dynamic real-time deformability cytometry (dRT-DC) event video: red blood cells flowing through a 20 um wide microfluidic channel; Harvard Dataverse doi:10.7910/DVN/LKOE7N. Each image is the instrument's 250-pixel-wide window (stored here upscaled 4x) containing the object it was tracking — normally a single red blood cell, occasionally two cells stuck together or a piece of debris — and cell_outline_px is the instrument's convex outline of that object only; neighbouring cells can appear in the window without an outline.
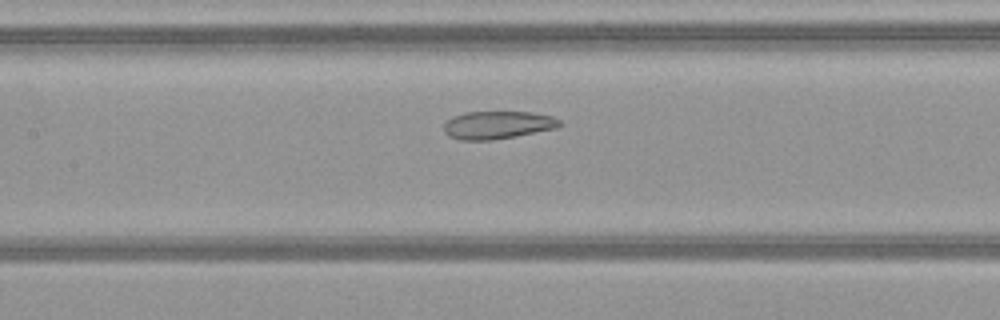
{"species": "common noctule bat (a hibernating species)", "species_latin": "Nyctalus noctula", "temperature_condition": "warm", "stored_images_in_passage": 32, "camera_frame_rate_fps": 3000, "um_per_image_px": 0.085, "animal": {"sex": "female", "body_mass_g": 21.9}, "frame": {"image": 1, "passage_image": 14, "time_ms": 4.333, "image_size_px": [1000, 320], "cell_outline_px": [[564, 124], [556, 128], [516, 136], [492, 140], [460, 140], [448, 136], [444, 132], [444, 124], [452, 116], [464, 112], [532, 112], [552, 116], [560, 120]], "centroid_in_image_um": [42.29, 10.62], "position_along_channel_um": 165.1, "area_um2": 18.9}}
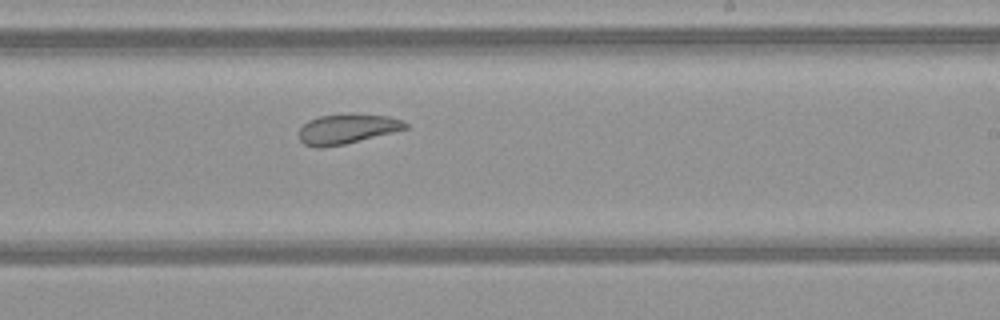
{"frame": {"image": 2, "passage_image": 21, "time_ms": 6.667, "image_size_px": [1000, 320], "cell_outline_px": [[408, 128], [344, 144], [324, 148], [316, 148], [304, 144], [300, 140], [300, 128], [308, 120], [320, 116], [388, 116], [404, 120], [408, 124]], "centroid_in_image_um": [29.48, 11.0], "position_along_channel_um": 259.5, "area_um2": 17.74}}
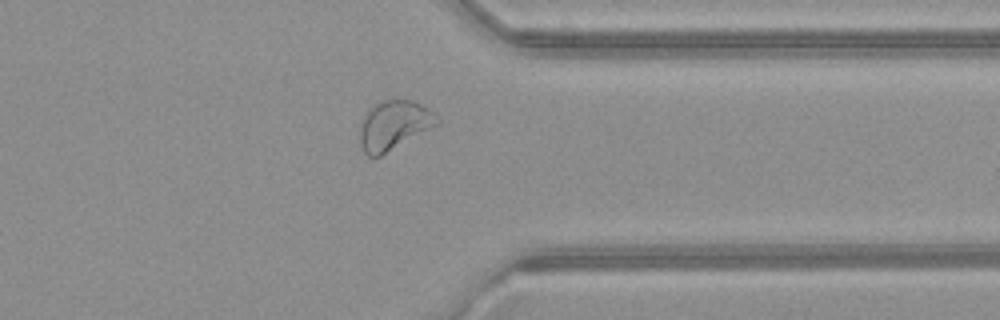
{"frame": {"image": 3, "passage_image": 30, "time_ms": 9.667, "image_size_px": [1000, 320], "cell_outline_px": [[440, 124], [380, 156], [368, 156], [364, 152], [360, 144], [360, 128], [364, 112], [368, 108], [384, 100], [412, 100], [420, 104], [432, 112], [440, 120]], "centroid_in_image_um": [33.47, 10.65], "position_along_channel_um": 377.9, "area_um2": 22.08}}